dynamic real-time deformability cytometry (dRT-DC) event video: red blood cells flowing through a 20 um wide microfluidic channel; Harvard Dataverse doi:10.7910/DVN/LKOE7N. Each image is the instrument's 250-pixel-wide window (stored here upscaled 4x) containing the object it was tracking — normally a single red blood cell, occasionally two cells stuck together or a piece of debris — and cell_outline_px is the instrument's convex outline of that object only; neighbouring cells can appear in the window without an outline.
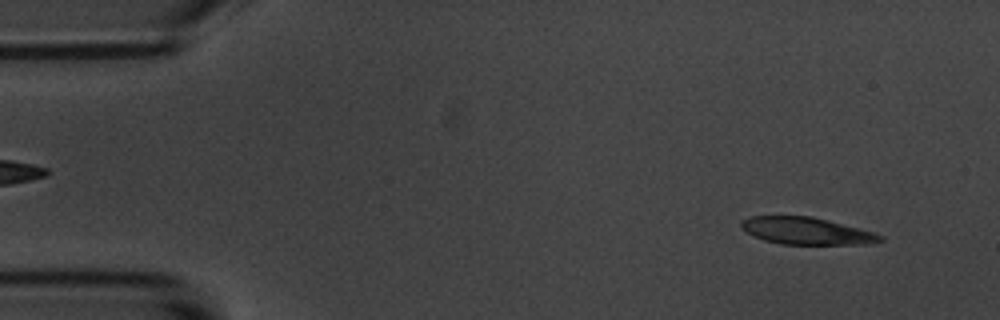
{"species": "common noctule bat (a hibernating species)", "species_latin": "Nyctalus noctula", "temperature_condition": "room temperature", "stored_images_in_passage": 55, "camera_frame_rate_fps": 3000, "um_per_image_px": 0.085, "animal": {"sex": "male", "body_mass_g": 20.1, "forearm_length_mm": 53.5}, "frame": {"image": 1, "passage_image": 4, "time_ms": 1.0, "image_size_px": [1000, 320], "cell_outline_px": [[884, 240], [864, 244], [780, 244], [764, 240], [752, 236], [740, 228], [740, 220], [752, 216], [812, 216], [860, 228], [884, 236]], "centroid_in_image_um": [68.5, 19.62], "position_along_channel_um": 16.5, "area_um2": 22.02}}
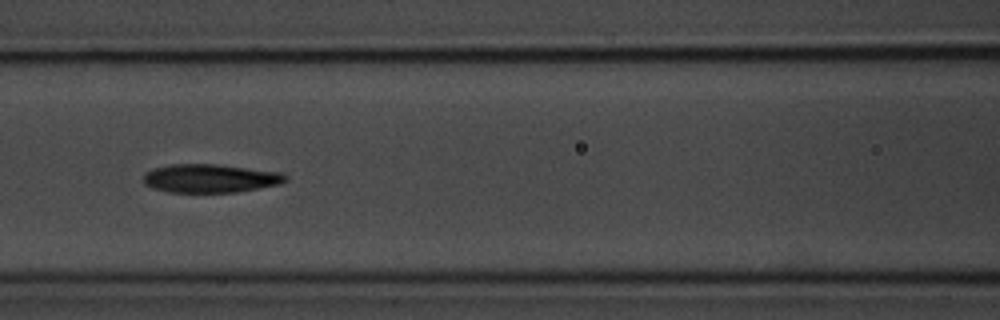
{"frame": {"image": 2, "passage_image": 23, "time_ms": 7.333, "image_size_px": [1000, 320], "cell_outline_px": [[288, 180], [280, 184], [236, 192], [168, 192], [152, 188], [144, 184], [144, 176], [152, 168], [172, 164], [216, 164], [280, 172], [288, 176]], "centroid_in_image_um": [17.87, 15.16], "position_along_channel_um": 148.7, "area_um2": 23.52}}
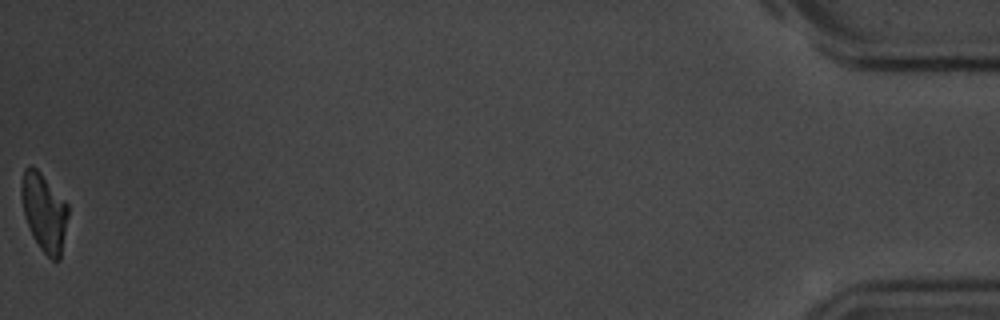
{"frame": {"image": 3, "passage_image": 55, "time_ms": 18.0, "image_size_px": [1000, 320], "cell_outline_px": [[68, 216], [60, 260], [52, 260], [40, 248], [32, 236], [24, 216], [20, 196], [20, 184], [24, 168], [32, 164], [40, 172], [68, 204]], "centroid_in_image_um": [3.72, 18.01], "position_along_channel_um": 431.5, "area_um2": 21.39}, "authors_computed_cell_mechanics": {"area_um2": 23.3512, "velocity_mm_per_s": 3.5824, "shape_relaxation_time_tau1_ms": 2.923, "shape_relaxation_time_tau2_ms": 4.1763, "deformation_change_tau1": 0.1481, "deformation_change_tau2": 0.1001}}